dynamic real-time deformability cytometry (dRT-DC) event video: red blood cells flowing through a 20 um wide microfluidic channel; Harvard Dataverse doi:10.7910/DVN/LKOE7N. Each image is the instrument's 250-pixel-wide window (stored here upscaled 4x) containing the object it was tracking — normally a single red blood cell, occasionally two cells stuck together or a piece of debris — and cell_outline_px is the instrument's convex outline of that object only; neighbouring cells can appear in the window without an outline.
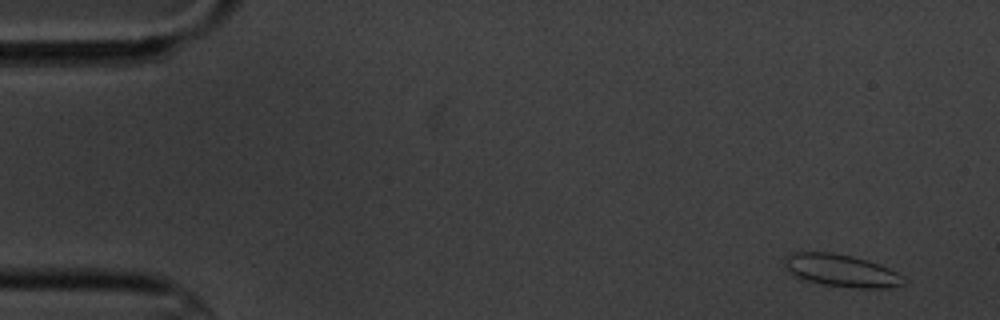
{"species": "common noctule bat (a hibernating species)", "species_latin": "Nyctalus noctula", "temperature_condition": "cold", "stored_images_in_passage": 4, "camera_frame_rate_fps": 3000, "um_per_image_px": 0.085, "animal": {"sex": "male", "body_mass_g": 20.1, "forearm_length_mm": 53.5}, "frame": {"image": 1, "passage_image": 1, "time_ms": 0.0, "image_size_px": [1000, 320], "cell_outline_px": [[908, 280], [904, 284], [888, 288], [856, 288], [824, 284], [804, 280], [796, 276], [784, 268], [784, 256], [792, 252], [832, 252], [852, 256], [888, 268], [896, 272]], "centroid_in_image_um": [71.48, 23.0], "position_along_channel_um": 13.5, "area_um2": 22.43}}
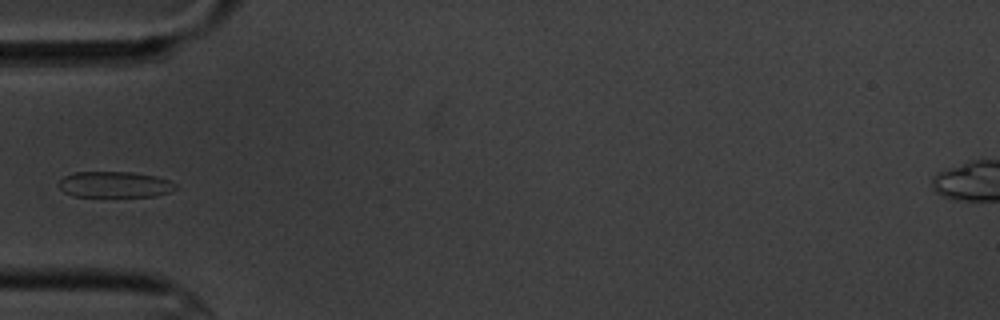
{"frame": {"image": 2, "passage_image": 4, "time_ms": 5.0, "image_size_px": [1000, 320], "cell_outline_px": [[176, 188], [168, 192], [156, 196], [72, 196], [64, 192], [60, 188], [60, 180], [64, 176], [76, 172], [132, 172], [156, 176], [168, 180], [176, 184]], "centroid_in_image_um": [9.75, 15.68], "position_along_channel_um": 75.3, "area_um2": 17.51}}